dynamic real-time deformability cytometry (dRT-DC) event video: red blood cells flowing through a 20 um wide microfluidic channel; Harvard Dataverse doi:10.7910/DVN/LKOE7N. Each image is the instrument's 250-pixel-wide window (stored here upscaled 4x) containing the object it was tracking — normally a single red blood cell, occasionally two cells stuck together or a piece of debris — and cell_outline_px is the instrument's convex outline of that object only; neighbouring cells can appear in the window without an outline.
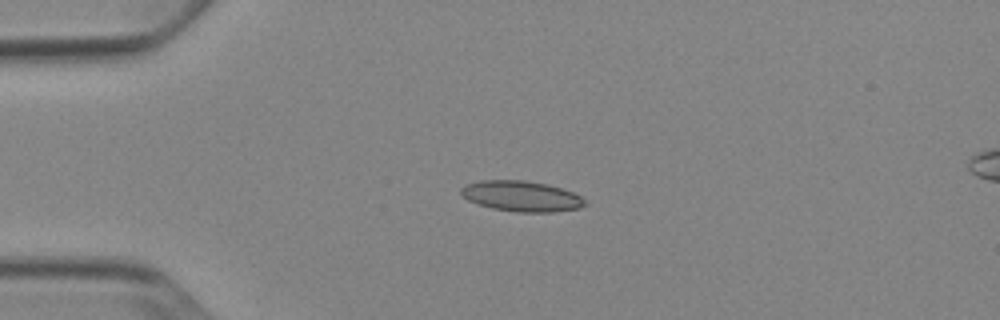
{"species": "Egyptian fruit bat (a non-hibernating species)", "species_latin": "Rousettus aegyptiacus", "temperature_condition": "cold", "stored_images_in_passage": 41, "camera_frame_rate_fps": 3000, "um_per_image_px": 0.085, "animal": {"sex": "female"}, "frame": {"image": 1, "passage_image": 1, "time_ms": 0.0, "image_size_px": [1000, 320], "cell_outline_px": [[588, 204], [580, 208], [552, 212], [516, 212], [492, 208], [468, 200], [460, 192], [460, 188], [464, 184], [480, 180], [524, 180], [548, 184], [572, 192], [580, 196]], "centroid_in_image_um": [44.31, 16.67], "position_along_channel_um": 40.7, "area_um2": 22.08}}
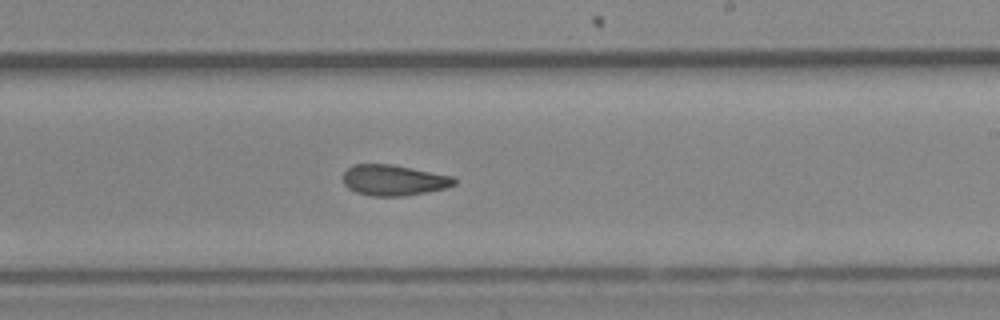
{"frame": {"image": 2, "passage_image": 20, "time_ms": 6.333, "image_size_px": [1000, 320], "cell_outline_px": [[456, 184], [444, 188], [404, 196], [372, 196], [356, 192], [348, 188], [344, 184], [344, 172], [352, 164], [392, 164], [452, 176], [456, 180]], "centroid_in_image_um": [33.44, 15.31], "position_along_channel_um": 255.6, "area_um2": 19.77}}
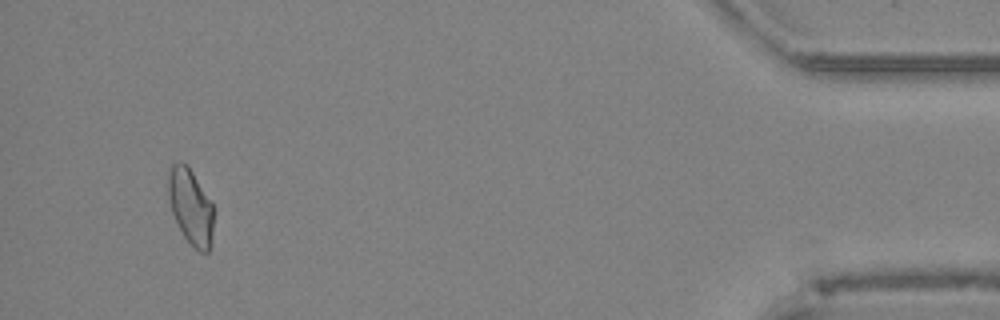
{"frame": {"image": 3, "passage_image": 38, "time_ms": 12.333, "image_size_px": [1000, 320], "cell_outline_px": [[212, 244], [208, 252], [200, 252], [184, 236], [172, 212], [168, 196], [168, 164], [176, 160], [180, 160], [188, 164], [212, 204]], "centroid_in_image_um": [16.17, 17.48], "position_along_channel_um": 419.0, "area_um2": 20.0}, "authors_computed_cell_mechanics": {"area_um2": 20.519, "velocity_mm_per_s": 3.8722, "shape_relaxation_time_tau1_ms": null, "shape_relaxation_time_tau2_ms": 3.1378, "deformation_change_tau1": null, "deformation_change_tau2": 0.0863}}